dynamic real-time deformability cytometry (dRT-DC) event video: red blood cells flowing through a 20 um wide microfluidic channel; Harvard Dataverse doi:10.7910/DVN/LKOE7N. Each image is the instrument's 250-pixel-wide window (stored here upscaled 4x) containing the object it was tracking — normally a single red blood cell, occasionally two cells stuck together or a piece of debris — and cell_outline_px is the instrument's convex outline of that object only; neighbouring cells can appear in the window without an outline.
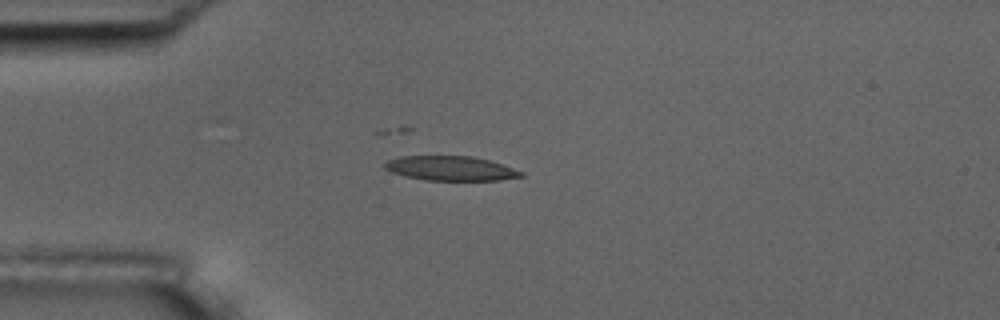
{"species": "common noctule bat (a hibernating species)", "species_latin": "Nyctalus noctula", "temperature_condition": "room temperature", "stored_images_in_passage": 4, "camera_frame_rate_fps": 3000, "um_per_image_px": 0.085, "animal": {"sex": "male", "body_mass_g": 17.5, "forearm_length_mm": 52.3}, "frame": {"image": 1, "passage_image": 2, "time_ms": 1.333, "image_size_px": [1000, 320], "cell_outline_px": [[524, 176], [500, 180], [424, 180], [404, 176], [392, 172], [384, 168], [384, 164], [388, 160], [400, 156], [472, 156], [504, 164], [524, 172]], "centroid_in_image_um": [38.32, 14.31], "position_along_channel_um": 46.7, "area_um2": 19.54}}